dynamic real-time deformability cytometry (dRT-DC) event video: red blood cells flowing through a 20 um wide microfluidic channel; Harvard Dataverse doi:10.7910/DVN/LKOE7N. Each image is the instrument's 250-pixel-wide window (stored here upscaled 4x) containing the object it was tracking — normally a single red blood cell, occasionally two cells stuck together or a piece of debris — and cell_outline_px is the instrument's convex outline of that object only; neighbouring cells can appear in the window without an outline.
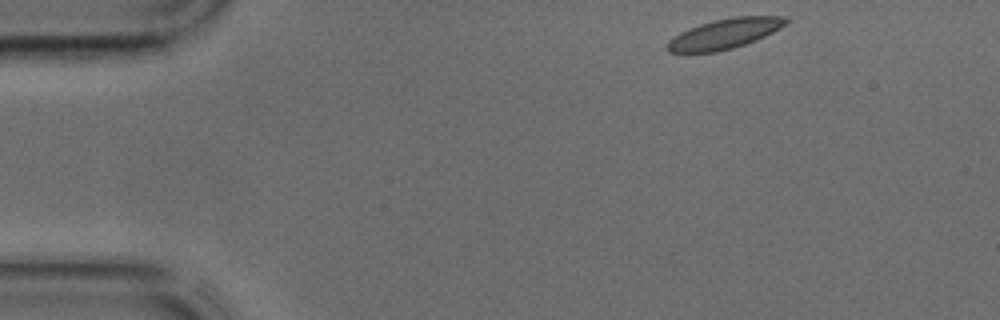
{"species": "common noctule bat (a hibernating species)", "species_latin": "Nyctalus noctula", "temperature_condition": "cold", "stored_images_in_passage": 39, "camera_frame_rate_fps": 3000, "um_per_image_px": 0.085, "animal": {"sex": "male", "body_mass_g": 17.9, "forearm_length_mm": 54.2}, "frame": {"image": 1, "passage_image": 1, "time_ms": 0.0, "image_size_px": [1000, 320], "cell_outline_px": [[792, 20], [772, 32], [756, 40], [732, 48], [716, 52], [668, 52], [664, 48], [668, 40], [680, 32], [700, 24], [716, 20], [736, 16], [788, 16]], "centroid_in_image_um": [61.59, 2.86], "position_along_channel_um": 23.4, "area_um2": 20.69}}
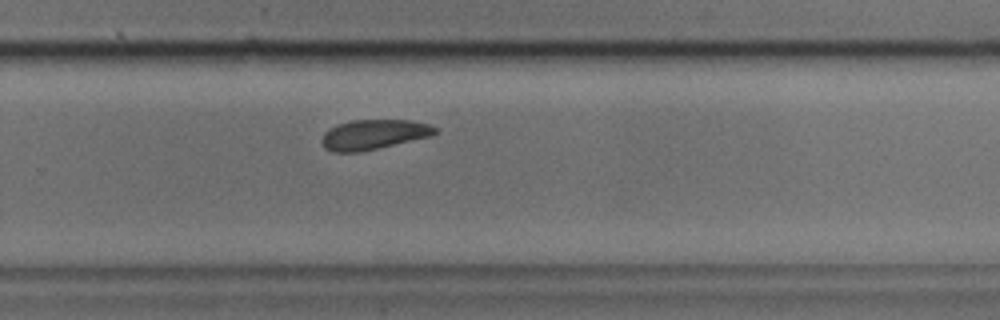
{"frame": {"image": 2, "passage_image": 24, "time_ms": 7.667, "image_size_px": [1000, 320], "cell_outline_px": [[436, 132], [428, 136], [376, 148], [356, 152], [332, 152], [324, 148], [320, 140], [324, 132], [336, 124], [352, 120], [408, 120], [428, 124], [436, 128]], "centroid_in_image_um": [31.66, 11.42], "position_along_channel_um": 298.1, "area_um2": 19.36}}
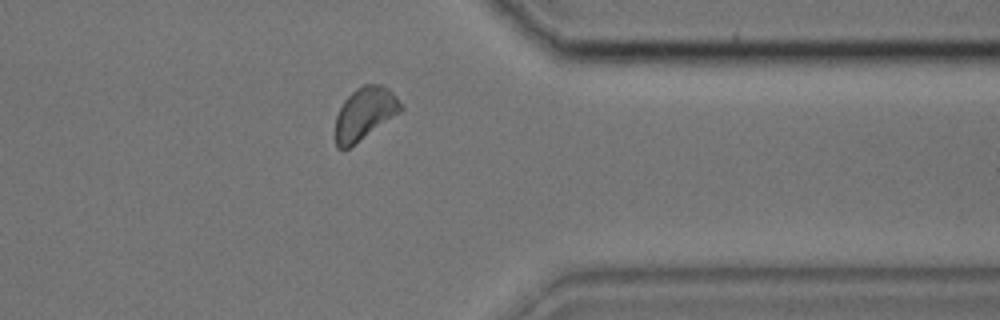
{"frame": {"image": 3, "passage_image": 30, "time_ms": 9.667, "image_size_px": [1000, 320], "cell_outline_px": [[404, 108], [400, 112], [348, 148], [336, 148], [336, 116], [344, 100], [356, 88], [364, 84], [380, 84], [388, 88], [404, 104]], "centroid_in_image_um": [31.02, 9.61], "position_along_channel_um": 380.4, "area_um2": 19.71}}